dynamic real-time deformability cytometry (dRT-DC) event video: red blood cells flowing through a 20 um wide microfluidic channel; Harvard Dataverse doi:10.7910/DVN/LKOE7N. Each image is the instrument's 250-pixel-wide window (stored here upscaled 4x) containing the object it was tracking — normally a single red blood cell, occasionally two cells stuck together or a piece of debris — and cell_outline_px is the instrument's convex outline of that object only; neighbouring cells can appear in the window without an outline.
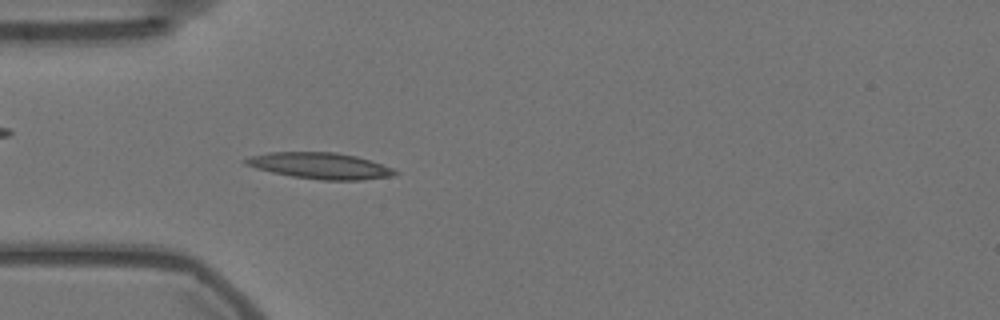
{"species": "Egyptian fruit bat (a non-hibernating species)", "species_latin": "Rousettus aegyptiacus", "temperature_condition": "warm", "stored_images_in_passage": 56, "camera_frame_rate_fps": 3000, "um_per_image_px": 0.085, "animal": {"sex": "female"}, "frame": {"image": 1, "passage_image": 16, "time_ms": 5.0, "image_size_px": [1000, 320], "cell_outline_px": [[400, 172], [396, 176], [360, 180], [320, 180], [292, 176], [272, 172], [256, 168], [244, 164], [240, 160], [252, 156], [268, 152], [336, 152], [356, 156], [392, 168]], "centroid_in_image_um": [27.21, 14.09], "position_along_channel_um": 57.8, "area_um2": 22.83}}
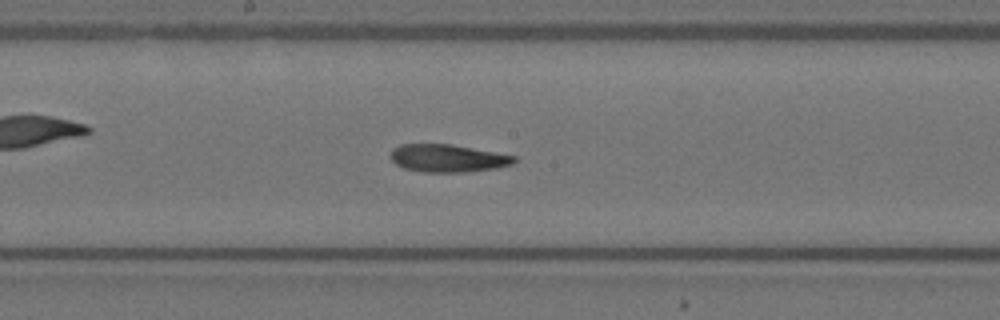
{"frame": {"image": 2, "passage_image": 29, "time_ms": 9.333, "image_size_px": [1000, 320], "cell_outline_px": [[516, 160], [512, 164], [496, 168], [464, 172], [424, 172], [404, 168], [396, 164], [388, 156], [392, 148], [400, 144], [452, 144], [516, 156]], "centroid_in_image_um": [38.01, 13.44], "position_along_channel_um": 210.2, "area_um2": 20.0}}
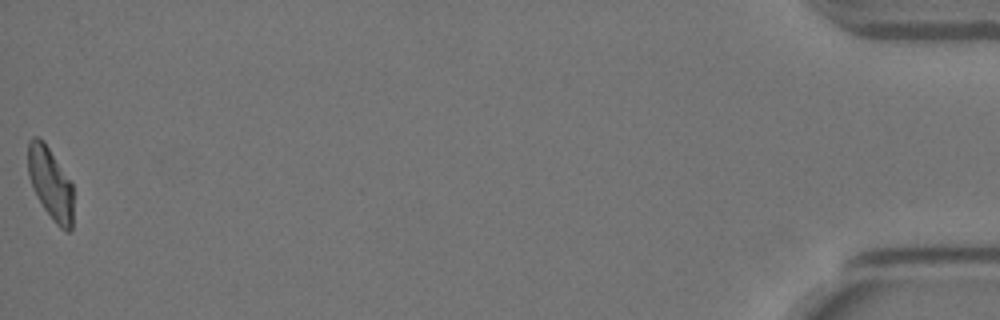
{"frame": {"image": 3, "passage_image": 56, "time_ms": 18.333, "image_size_px": [1000, 320], "cell_outline_px": [[72, 228], [68, 232], [64, 232], [56, 224], [44, 208], [36, 196], [32, 188], [28, 176], [28, 140], [32, 136], [40, 136], [44, 140], [72, 184]], "centroid_in_image_um": [4.26, 15.57], "position_along_channel_um": 430.9, "area_um2": 19.13}, "authors_computed_cell_mechanics": {"area_um2": 20.6346, "velocity_mm_per_s": 3.5604, "shape_relaxation_time_tau1_ms": 5.2805, "shape_relaxation_time_tau2_ms": 8.9983, "deformation_change_tau1": 0.1684, "deformation_change_tau2": 0.16}}